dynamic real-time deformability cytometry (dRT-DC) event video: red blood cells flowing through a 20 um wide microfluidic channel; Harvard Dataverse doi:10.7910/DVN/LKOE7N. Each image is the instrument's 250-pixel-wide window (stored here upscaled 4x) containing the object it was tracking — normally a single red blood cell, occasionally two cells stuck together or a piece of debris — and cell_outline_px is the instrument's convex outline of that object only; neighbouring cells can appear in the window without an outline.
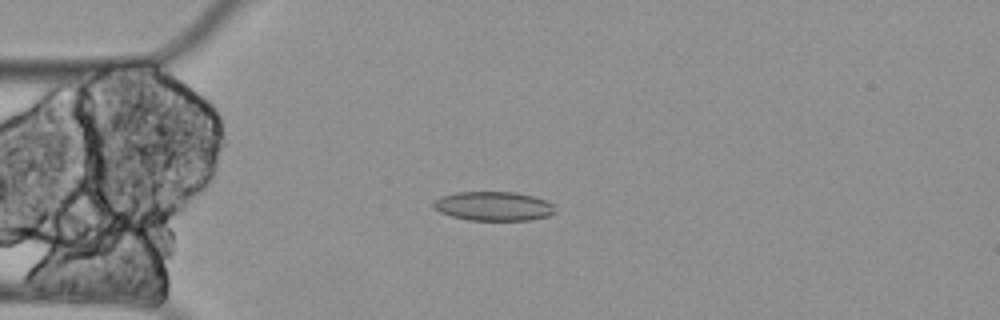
{"species": "Egyptian fruit bat (a non-hibernating species)", "species_latin": "Rousettus aegyptiacus", "temperature_condition": "cold", "stored_images_in_passage": 6, "camera_frame_rate_fps": 3000, "um_per_image_px": 0.085, "animal": {"sex": "female"}, "frame": {"image": 1, "passage_image": 5, "time_ms": 1.333, "image_size_px": [1000, 320], "cell_outline_px": [[556, 212], [548, 216], [528, 220], [468, 220], [452, 216], [440, 212], [432, 204], [440, 196], [456, 192], [516, 192], [532, 196], [544, 200], [552, 204]], "centroid_in_image_um": [41.94, 17.52], "position_along_channel_um": 43.1, "area_um2": 20.52}}